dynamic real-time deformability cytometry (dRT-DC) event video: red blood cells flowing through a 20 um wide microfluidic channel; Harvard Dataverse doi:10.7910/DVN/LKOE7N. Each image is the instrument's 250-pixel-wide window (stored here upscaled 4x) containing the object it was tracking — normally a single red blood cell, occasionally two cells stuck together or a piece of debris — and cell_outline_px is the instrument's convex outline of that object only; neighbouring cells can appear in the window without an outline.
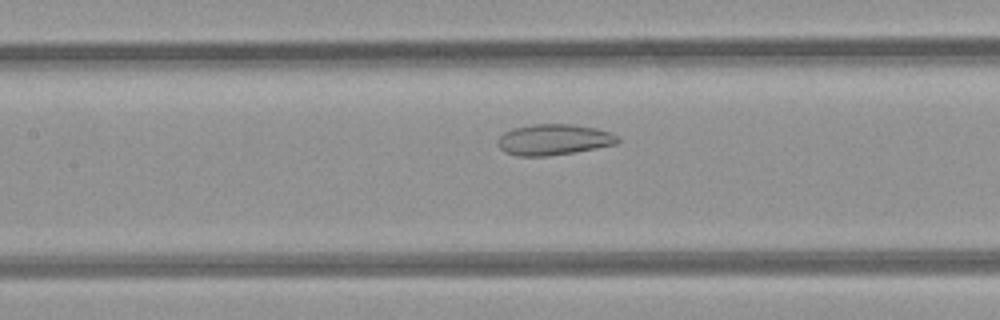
{"species": "common noctule bat (a hibernating species)", "species_latin": "Nyctalus noctula", "temperature_condition": "room temperature", "stored_images_in_passage": 34, "camera_frame_rate_fps": 3000, "um_per_image_px": 0.085, "animal": {"sex": "female", "body_mass_g": 21.9}, "frame": {"image": 1, "passage_image": 13, "time_ms": 4.0, "image_size_px": [1000, 320], "cell_outline_px": [[620, 140], [616, 144], [596, 148], [548, 156], [516, 156], [504, 152], [496, 144], [496, 140], [504, 132], [512, 128], [532, 124], [572, 124], [596, 128], [620, 136]], "centroid_in_image_um": [47.03, 11.86], "position_along_channel_um": 160.4, "area_um2": 21.73}}
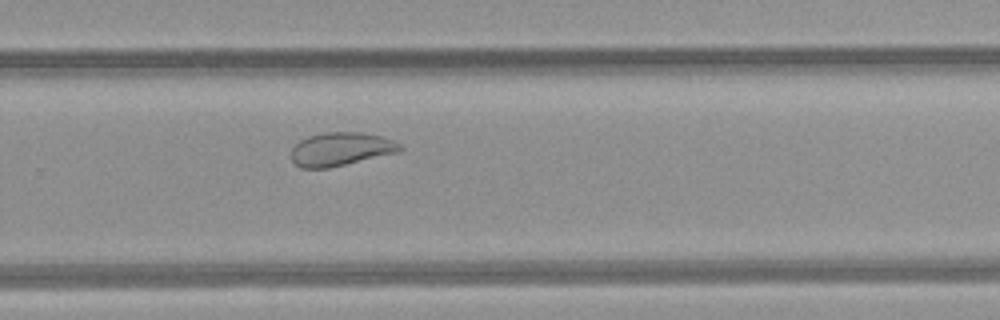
{"frame": {"image": 2, "passage_image": 23, "time_ms": 7.333, "image_size_px": [1000, 320], "cell_outline_px": [[404, 148], [400, 152], [328, 168], [300, 168], [292, 160], [292, 148], [300, 140], [308, 136], [324, 132], [360, 132], [380, 136], [392, 140], [400, 144]], "centroid_in_image_um": [28.98, 12.67], "position_along_channel_um": 300.8, "area_um2": 21.15}}
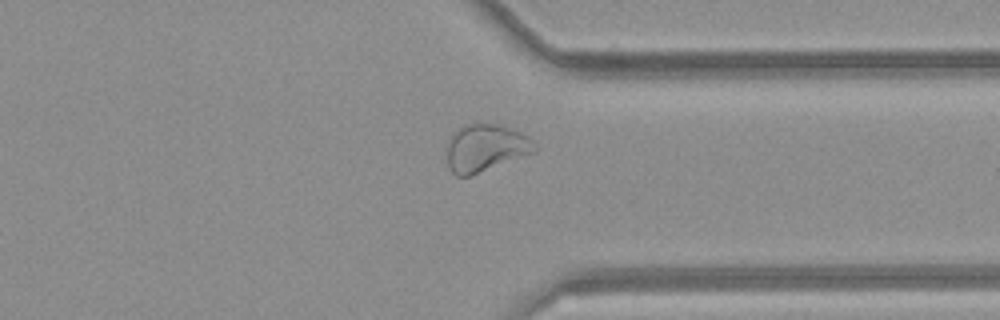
{"frame": {"image": 3, "passage_image": 28, "time_ms": 9.0, "image_size_px": [1000, 320], "cell_outline_px": [[536, 152], [468, 176], [456, 176], [448, 168], [448, 144], [452, 136], [464, 124], [496, 124], [520, 132], [528, 136], [536, 148]], "centroid_in_image_um": [41.27, 12.58], "position_along_channel_um": 370.1, "area_um2": 23.64}}